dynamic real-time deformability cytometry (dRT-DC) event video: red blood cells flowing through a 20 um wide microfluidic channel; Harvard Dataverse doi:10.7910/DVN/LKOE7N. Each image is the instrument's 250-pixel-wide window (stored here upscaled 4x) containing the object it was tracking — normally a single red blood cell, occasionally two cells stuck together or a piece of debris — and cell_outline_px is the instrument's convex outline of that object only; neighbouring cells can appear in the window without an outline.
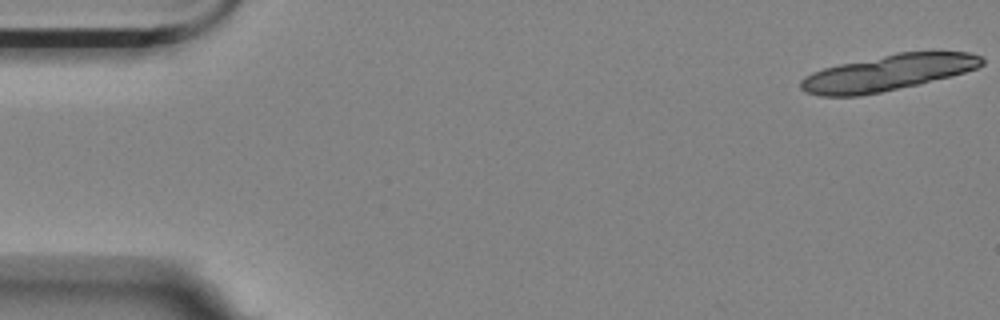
{"species": "Egyptian fruit bat (a non-hibernating species)", "species_latin": "Rousettus aegyptiacus", "temperature_condition": "room temperature", "stored_images_in_passage": 18, "camera_frame_rate_fps": 3000, "um_per_image_px": 0.085, "animal": {"sex": "female"}, "frame": {"image": 1, "passage_image": 1, "time_ms": 0.0, "image_size_px": [1000, 320], "cell_outline_px": [[984, 64], [976, 68], [964, 72], [920, 84], [860, 96], [820, 96], [804, 92], [800, 88], [800, 80], [804, 76], [812, 72], [824, 68], [840, 64], [896, 52], [968, 52], [980, 56], [984, 60]], "centroid_in_image_um": [75.42, 6.19], "position_along_channel_um": 9.6, "area_um2": 37.8}}